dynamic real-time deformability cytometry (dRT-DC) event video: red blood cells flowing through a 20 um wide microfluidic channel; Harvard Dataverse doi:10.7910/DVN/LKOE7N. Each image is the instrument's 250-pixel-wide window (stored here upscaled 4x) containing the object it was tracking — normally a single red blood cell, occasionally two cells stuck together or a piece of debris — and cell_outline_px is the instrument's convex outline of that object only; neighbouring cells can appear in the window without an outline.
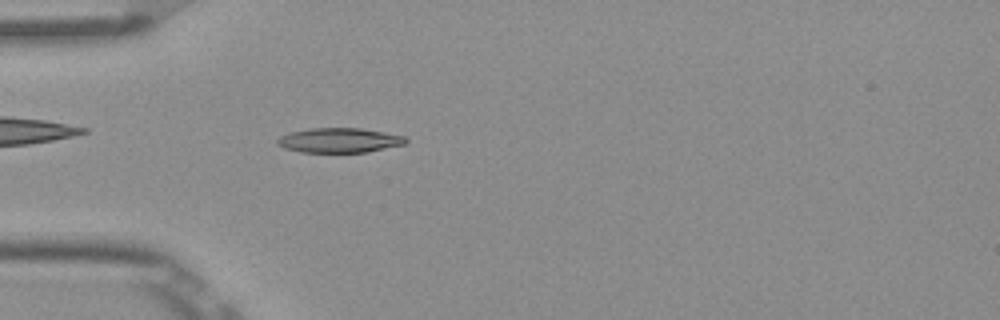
{"species": "Egyptian fruit bat (a non-hibernating species)", "species_latin": "Rousettus aegyptiacus", "temperature_condition": "room temperature", "stored_images_in_passage": 52, "camera_frame_rate_fps": 3000, "um_per_image_px": 0.085, "frame": {"image": 1, "passage_image": 15, "time_ms": 4.667, "image_size_px": [1000, 320], "cell_outline_px": [[408, 140], [404, 144], [368, 152], [300, 152], [284, 148], [276, 144], [276, 140], [280, 136], [292, 132], [308, 128], [360, 128], [384, 132], [404, 136]], "centroid_in_image_um": [28.82, 11.92], "position_along_channel_um": 56.2, "area_um2": 18.44}}
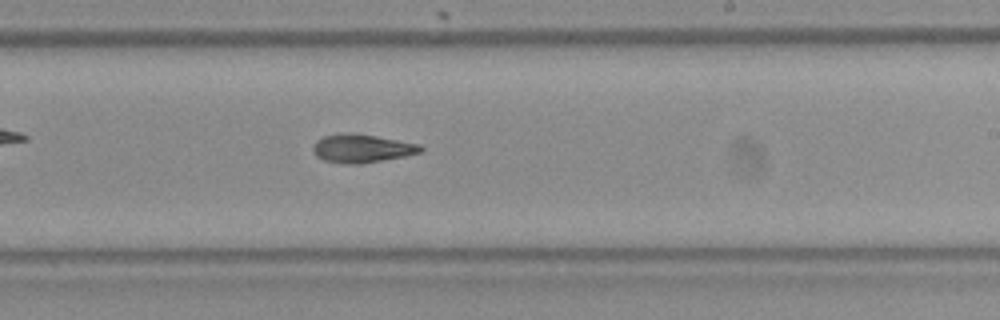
{"frame": {"image": 2, "passage_image": 31, "time_ms": 10.0, "image_size_px": [1000, 320], "cell_outline_px": [[424, 148], [420, 152], [404, 156], [360, 164], [348, 164], [324, 160], [316, 156], [312, 152], [312, 144], [316, 140], [324, 136], [340, 132], [352, 132], [376, 136], [420, 144]], "centroid_in_image_um": [30.7, 12.6], "position_along_channel_um": 258.3, "area_um2": 17.92}}
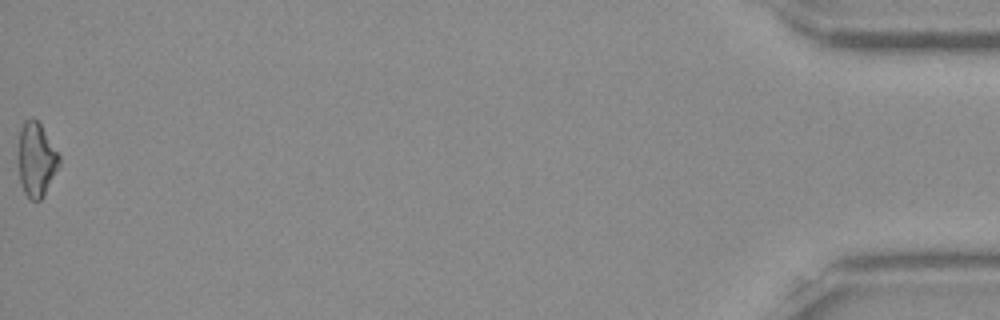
{"frame": {"image": 3, "passage_image": 52, "time_ms": 17.0, "image_size_px": [1000, 320], "cell_outline_px": [[60, 164], [40, 200], [28, 200], [24, 192], [20, 180], [16, 160], [20, 128], [24, 120], [32, 116], [40, 124], [60, 156]], "centroid_in_image_um": [3.03, 13.54], "position_along_channel_um": 432.2, "area_um2": 17.86}, "authors_computed_cell_mechanics": {"area_um2": 17.8024, "velocity_mm_per_s": 3.8967, "shape_relaxation_time_tau1_ms": 7.2497, "shape_relaxation_time_tau2_ms": null, "deformation_change_tau1": 0.2011, "deformation_change_tau2": null}}